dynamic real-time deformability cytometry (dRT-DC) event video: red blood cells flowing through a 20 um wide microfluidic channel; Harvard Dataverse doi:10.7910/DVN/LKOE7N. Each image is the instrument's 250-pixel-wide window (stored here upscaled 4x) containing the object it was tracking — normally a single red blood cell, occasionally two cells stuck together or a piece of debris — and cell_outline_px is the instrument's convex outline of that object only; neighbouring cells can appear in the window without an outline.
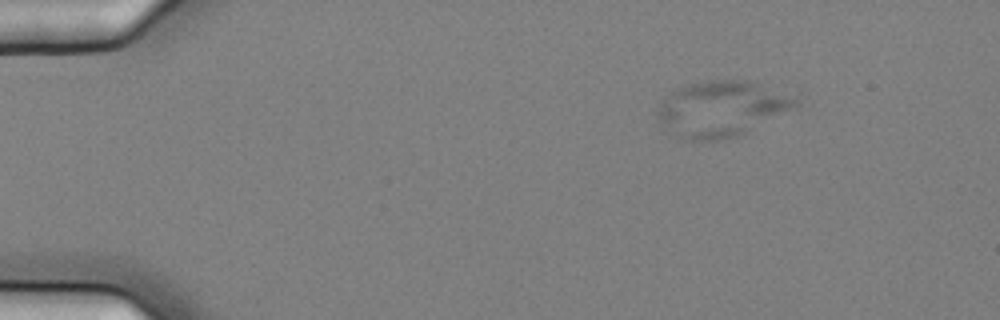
{"species": "common noctule bat (a hibernating species)", "species_latin": "Nyctalus noctula", "temperature_condition": "cold", "stored_images_in_passage": 57, "camera_frame_rate_fps": 3000, "um_per_image_px": 0.085, "animal": {"sex": "female", "body_mass_g": 25.1}, "frame": {"image": 1, "passage_image": 8, "time_ms": 2.333, "image_size_px": [1000, 320], "cell_outline_px": [[800, 104], [736, 136], [716, 140], [692, 140], [680, 136], [664, 124], [656, 116], [656, 112], [660, 104], [676, 88], [688, 84], [708, 80], [748, 80], [800, 92]], "centroid_in_image_um": [61.47, 9.17], "position_along_channel_um": 23.5, "area_um2": 44.68}}
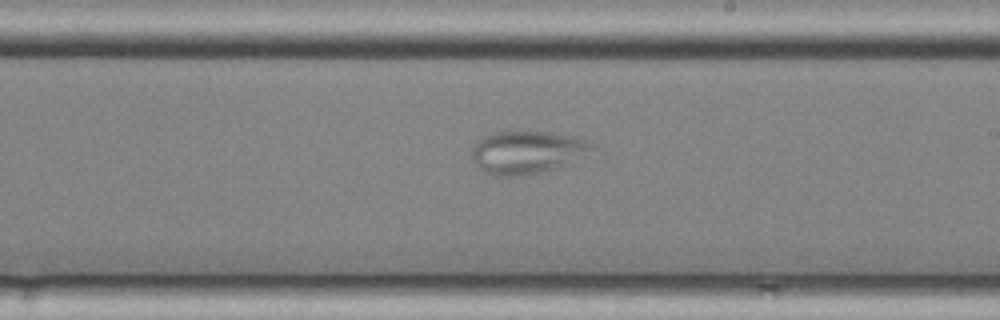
{"frame": {"image": 2, "passage_image": 34, "time_ms": 11.0, "image_size_px": [1000, 320], "cell_outline_px": [[600, 148], [584, 156], [556, 168], [524, 176], [496, 176], [484, 172], [476, 164], [472, 156], [472, 148], [476, 140], [492, 132], [552, 132], [576, 136], [592, 140]], "centroid_in_image_um": [44.88, 12.93], "position_along_channel_um": 244.1, "area_um2": 30.52}}
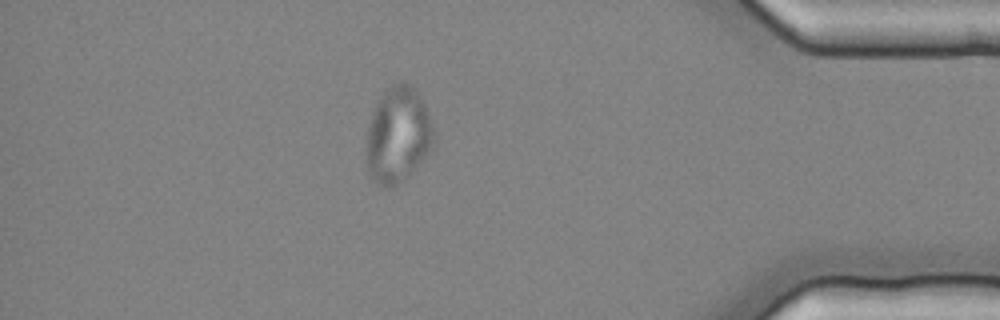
{"frame": {"image": 3, "passage_image": 50, "time_ms": 16.333, "image_size_px": [1000, 320], "cell_outline_px": [[436, 140], [432, 148], [404, 180], [396, 188], [388, 188], [372, 180], [368, 172], [364, 160], [364, 148], [368, 128], [372, 112], [376, 104], [384, 92], [392, 84], [404, 80], [416, 92], [424, 104], [436, 128]], "centroid_in_image_um": [33.81, 11.52], "position_along_channel_um": 401.4, "area_um2": 38.38}}